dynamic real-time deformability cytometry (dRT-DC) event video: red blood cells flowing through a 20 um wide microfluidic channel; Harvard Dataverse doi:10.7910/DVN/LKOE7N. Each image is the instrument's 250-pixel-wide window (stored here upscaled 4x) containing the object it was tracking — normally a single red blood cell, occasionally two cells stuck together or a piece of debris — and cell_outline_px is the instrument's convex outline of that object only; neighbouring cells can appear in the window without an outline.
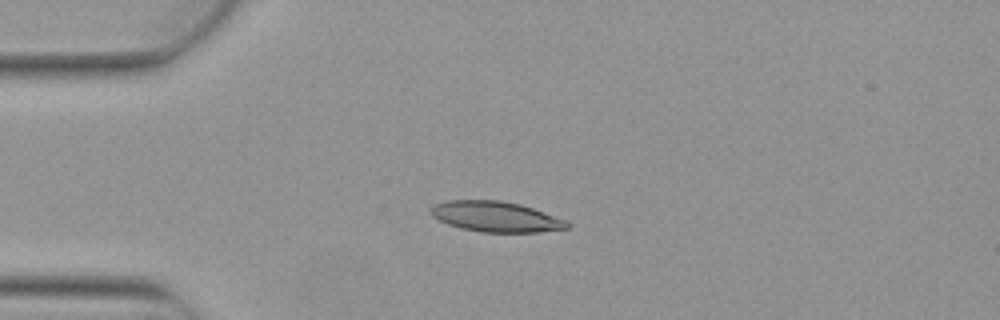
{"species": "Egyptian fruit bat (a non-hibernating species)", "species_latin": "Rousettus aegyptiacus", "temperature_condition": "warm", "stored_images_in_passage": 3, "camera_frame_rate_fps": 3000, "um_per_image_px": 0.085, "animal": {"sex": "female"}, "frame": {"image": 1, "passage_image": 3, "time_ms": 0.667, "image_size_px": [1000, 320], "cell_outline_px": [[572, 224], [568, 228], [540, 232], [480, 232], [460, 228], [448, 224], [432, 216], [428, 212], [436, 204], [448, 200], [500, 200], [520, 204], [532, 208], [564, 220]], "centroid_in_image_um": [42.13, 18.42], "position_along_channel_um": 42.9, "area_um2": 24.04}}